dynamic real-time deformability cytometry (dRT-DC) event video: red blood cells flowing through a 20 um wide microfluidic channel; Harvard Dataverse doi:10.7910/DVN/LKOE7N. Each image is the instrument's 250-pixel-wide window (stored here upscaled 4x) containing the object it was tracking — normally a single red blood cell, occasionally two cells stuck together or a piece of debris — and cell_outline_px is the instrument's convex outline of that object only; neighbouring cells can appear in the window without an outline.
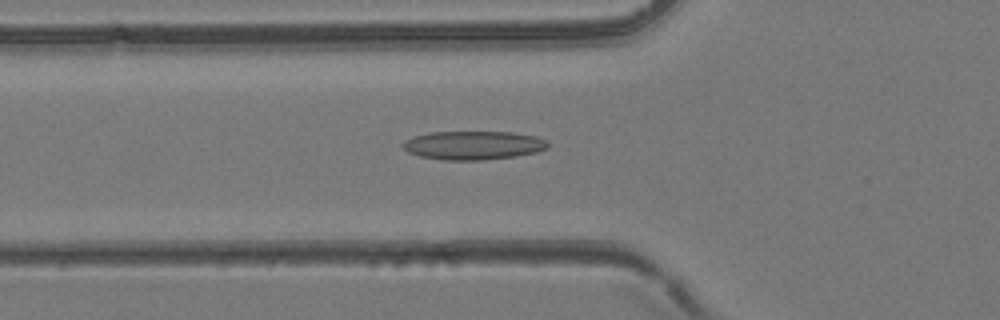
{"species": "common noctule bat (a hibernating species)", "species_latin": "Nyctalus noctula", "temperature_condition": "room temperature", "stored_images_in_passage": 46, "camera_frame_rate_fps": 3000, "um_per_image_px": 0.085, "animal": {"sex": "female", "body_mass_g": 24.6, "forearm_length_mm": 56.2}, "frame": {"image": 1, "passage_image": 17, "time_ms": 5.333, "image_size_px": [1000, 320], "cell_outline_px": [[548, 148], [536, 152], [516, 156], [484, 160], [444, 160], [420, 156], [408, 152], [400, 144], [404, 140], [412, 136], [432, 132], [512, 132], [536, 136], [548, 140]], "centroid_in_image_um": [40.23, 12.35], "position_along_channel_um": 85.6, "area_um2": 24.39}}
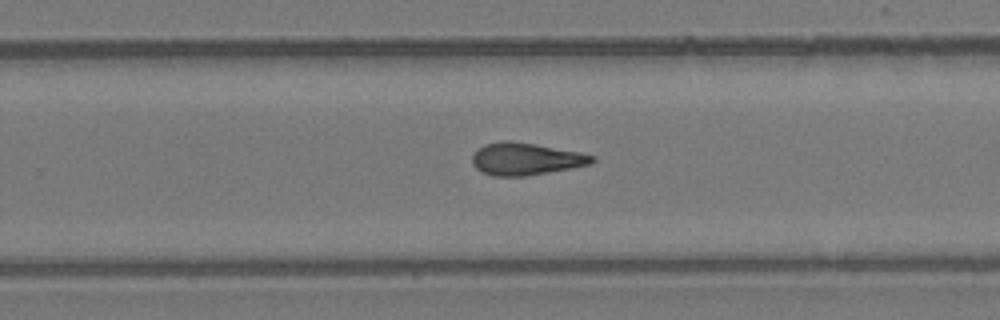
{"frame": {"image": 2, "passage_image": 30, "time_ms": 9.667, "image_size_px": [1000, 320], "cell_outline_px": [[596, 160], [592, 164], [572, 168], [524, 176], [492, 176], [480, 172], [472, 164], [472, 156], [484, 144], [504, 140], [508, 140], [536, 144], [580, 152], [596, 156]], "centroid_in_image_um": [44.7, 13.51], "position_along_channel_um": 285.1, "area_um2": 22.66}}
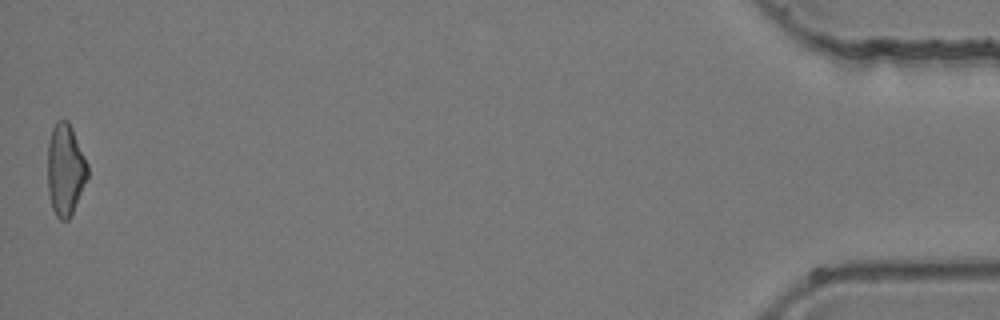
{"frame": {"image": 3, "passage_image": 46, "time_ms": 15.0, "image_size_px": [1000, 320], "cell_outline_px": [[88, 176], [72, 212], [68, 220], [60, 220], [56, 216], [52, 208], [48, 192], [48, 144], [52, 128], [56, 120], [68, 120], [72, 128], [88, 164]], "centroid_in_image_um": [5.54, 14.4], "position_along_channel_um": 429.7, "area_um2": 21.21}}